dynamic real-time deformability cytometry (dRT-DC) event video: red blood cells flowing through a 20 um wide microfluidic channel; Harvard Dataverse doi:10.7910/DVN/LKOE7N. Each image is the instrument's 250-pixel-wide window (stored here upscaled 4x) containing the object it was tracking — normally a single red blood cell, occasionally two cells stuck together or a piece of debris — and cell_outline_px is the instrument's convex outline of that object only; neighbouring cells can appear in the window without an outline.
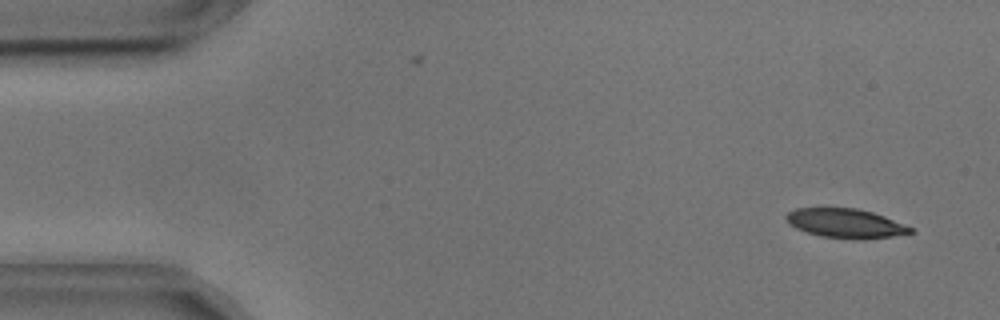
{"species": "common noctule bat (a hibernating species)", "species_latin": "Nyctalus noctula", "temperature_condition": "cold", "stored_images_in_passage": 10, "camera_frame_rate_fps": 3000, "um_per_image_px": 0.085, "animal": {"sex": "male", "body_mass_g": 17.9, "forearm_length_mm": 54.2}, "frame": {"image": 1, "passage_image": 3, "time_ms": 0.667, "image_size_px": [1000, 320], "cell_outline_px": [[916, 232], [892, 236], [864, 240], [856, 240], [820, 236], [796, 228], [784, 216], [788, 212], [796, 208], [856, 208], [872, 212], [884, 216], [912, 228]], "centroid_in_image_um": [71.89, 18.99], "position_along_channel_um": 13.1, "area_um2": 21.1}}